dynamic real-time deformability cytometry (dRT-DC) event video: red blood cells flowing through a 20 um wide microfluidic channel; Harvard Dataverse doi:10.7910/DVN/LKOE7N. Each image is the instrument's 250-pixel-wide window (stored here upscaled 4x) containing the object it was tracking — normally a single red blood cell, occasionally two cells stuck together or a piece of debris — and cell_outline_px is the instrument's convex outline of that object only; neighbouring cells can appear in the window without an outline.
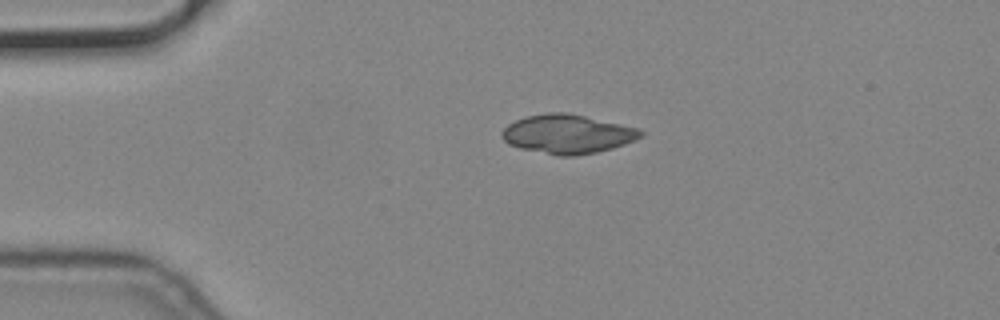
{"species": "common noctule bat (a hibernating species)", "species_latin": "Nyctalus noctula", "temperature_condition": "cold", "stored_images_in_passage": 37, "segment_of_instrument_passage": [1, 2], "camera_frame_rate_fps": 3000, "um_per_image_px": 0.085, "animal": {"sex": "male", "body_mass_g": 19.2, "forearm_length_mm": 51.8}, "frame": {"image": 1, "passage_image": 1, "time_ms": 0.0, "image_size_px": [1000, 320], "cell_outline_px": [[644, 136], [636, 140], [612, 148], [596, 152], [576, 156], [556, 156], [520, 148], [508, 144], [500, 136], [500, 132], [508, 124], [524, 116], [548, 112], [568, 112], [640, 128], [644, 132]], "centroid_in_image_um": [48.24, 11.39], "position_along_channel_um": 36.8, "area_um2": 31.96}}